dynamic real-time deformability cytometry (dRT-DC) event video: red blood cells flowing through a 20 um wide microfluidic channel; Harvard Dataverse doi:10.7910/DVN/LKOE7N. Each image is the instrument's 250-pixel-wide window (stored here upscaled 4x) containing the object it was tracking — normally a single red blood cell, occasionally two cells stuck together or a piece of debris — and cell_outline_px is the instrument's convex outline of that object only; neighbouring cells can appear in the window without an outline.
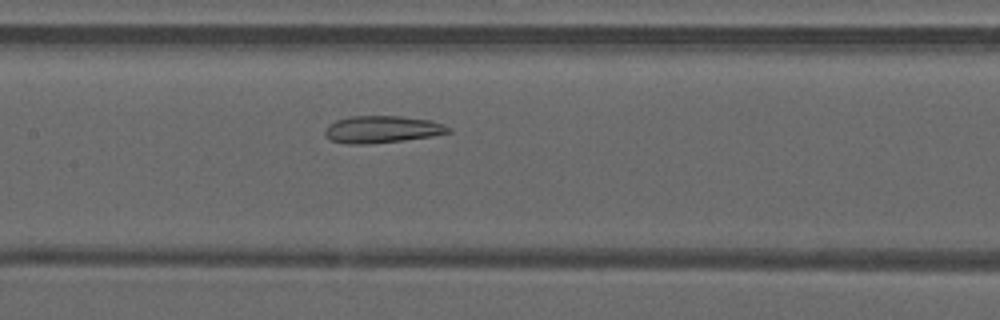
{"species": "common noctule bat (a hibernating species)", "species_latin": "Nyctalus noctula", "temperature_condition": "warm", "stored_images_in_passage": 50, "camera_frame_rate_fps": 3000, "um_per_image_px": 0.085, "animal": {"sex": "male", "forearm_length_mm": 52.5}, "frame": {"image": 1, "passage_image": 25, "time_ms": 8.0, "image_size_px": [1000, 320], "cell_outline_px": [[452, 132], [432, 136], [404, 140], [368, 144], [348, 144], [332, 140], [324, 132], [328, 124], [336, 120], [352, 116], [400, 116], [432, 120], [444, 124], [452, 128]], "centroid_in_image_um": [32.53, 10.99], "position_along_channel_um": 174.9, "area_um2": 19.54}}
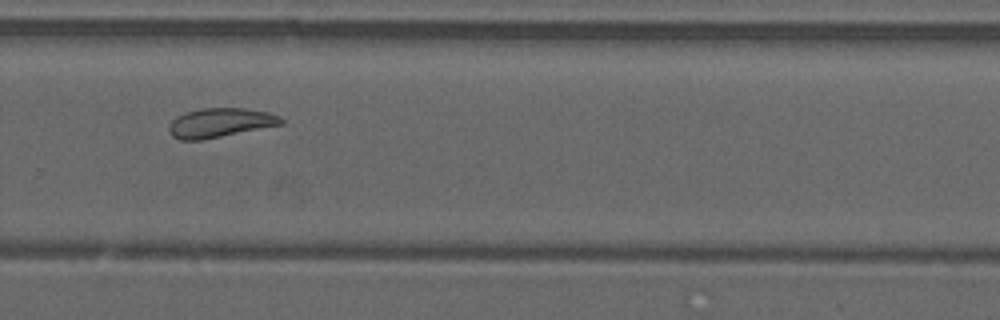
{"frame": {"image": 2, "passage_image": 35, "time_ms": 11.333, "image_size_px": [1000, 320], "cell_outline_px": [[284, 124], [204, 140], [180, 140], [172, 136], [168, 132], [168, 128], [172, 120], [176, 116], [184, 112], [200, 108], [244, 108], [268, 112], [280, 116], [284, 120]], "centroid_in_image_um": [18.7, 10.44], "position_along_channel_um": 311.1, "area_um2": 19.42}}
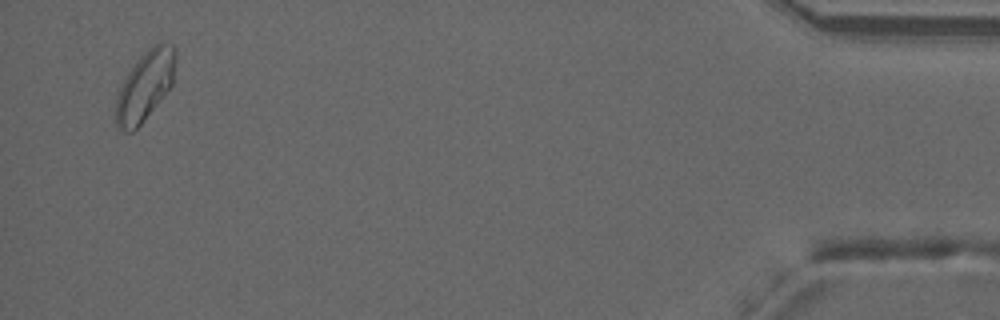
{"frame": {"image": 3, "passage_image": 49, "time_ms": 16.0, "image_size_px": [1000, 320], "cell_outline_px": [[176, 60], [172, 84], [140, 124], [132, 132], [124, 132], [116, 128], [116, 96], [120, 84], [128, 72], [140, 56], [144, 52], [160, 40], [172, 44], [176, 48]], "centroid_in_image_um": [12.32, 7.26], "position_along_channel_um": 422.9, "area_um2": 24.16}, "authors_computed_cell_mechanics": {"area_um2": 22.5998, "velocity_mm_per_s": 4.1007, "shape_relaxation_time_tau1_ms": null, "shape_relaxation_time_tau2_ms": 1.6009, "deformation_change_tau1": null, "deformation_change_tau2": 0.0673}}